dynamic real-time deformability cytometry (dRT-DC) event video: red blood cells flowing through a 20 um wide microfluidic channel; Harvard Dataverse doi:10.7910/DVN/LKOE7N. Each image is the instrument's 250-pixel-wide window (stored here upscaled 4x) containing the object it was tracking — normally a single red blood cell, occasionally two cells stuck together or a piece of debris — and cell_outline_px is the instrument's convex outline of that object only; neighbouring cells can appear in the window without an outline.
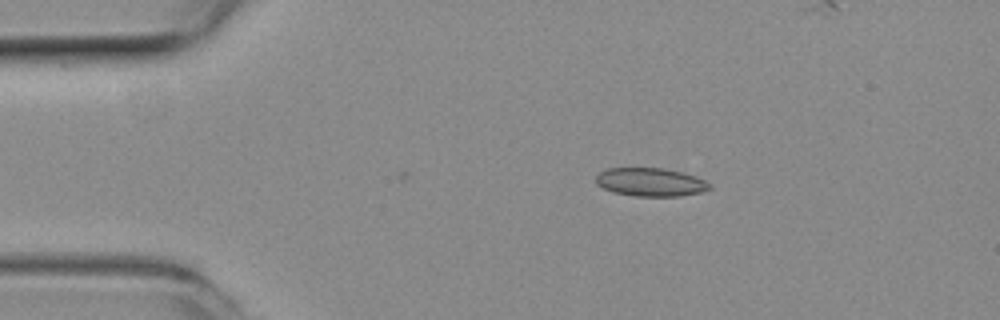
{"species": "common noctule bat (a hibernating species)", "species_latin": "Nyctalus noctula", "temperature_condition": "room temperature", "stored_images_in_passage": 4, "camera_frame_rate_fps": 3000, "um_per_image_px": 0.085, "animal": {"sex": "female", "body_mass_g": 19.3, "forearm_length_mm": 54.1}, "frame": {"image": 1, "passage_image": 1, "time_ms": 0.0, "image_size_px": [1000, 320], "cell_outline_px": [[712, 188], [700, 192], [680, 196], [636, 196], [612, 192], [596, 184], [596, 176], [600, 172], [608, 168], [664, 168], [696, 176], [712, 184]], "centroid_in_image_um": [55.3, 15.48], "position_along_channel_um": 29.7, "area_um2": 18.79}}